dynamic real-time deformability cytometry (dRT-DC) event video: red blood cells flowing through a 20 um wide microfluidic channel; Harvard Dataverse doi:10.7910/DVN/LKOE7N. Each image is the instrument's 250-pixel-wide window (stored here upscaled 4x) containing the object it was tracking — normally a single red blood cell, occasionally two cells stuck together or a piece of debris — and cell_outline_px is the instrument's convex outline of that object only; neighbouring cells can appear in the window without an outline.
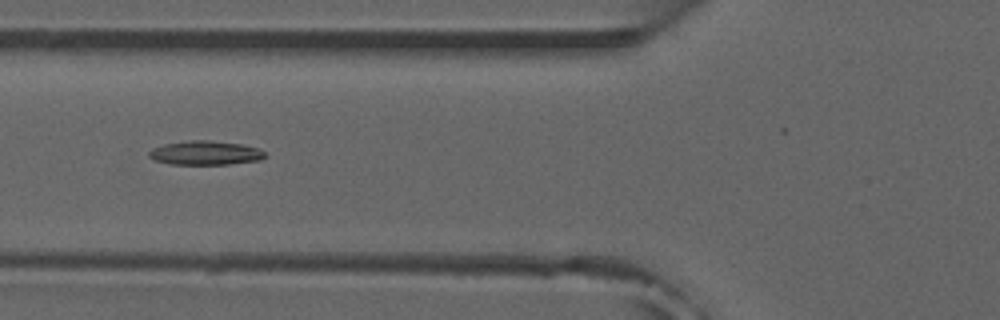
{"species": "common noctule bat (a hibernating species)", "species_latin": "Nyctalus noctula", "temperature_condition": "room temperature", "stored_images_in_passage": 21, "camera_frame_rate_fps": 3000, "um_per_image_px": 0.085, "animal": {"sex": "male", "forearm_length_mm": 52.5}, "frame": {"image": 1, "passage_image": 6, "time_ms": 1.667, "image_size_px": [1000, 320], "cell_outline_px": [[264, 156], [260, 160], [228, 164], [172, 164], [156, 160], [148, 156], [148, 152], [152, 148], [164, 144], [192, 140], [208, 140], [240, 144], [260, 148], [264, 152]], "centroid_in_image_um": [17.45, 12.99], "position_along_channel_um": 108.4, "area_um2": 16.07}}
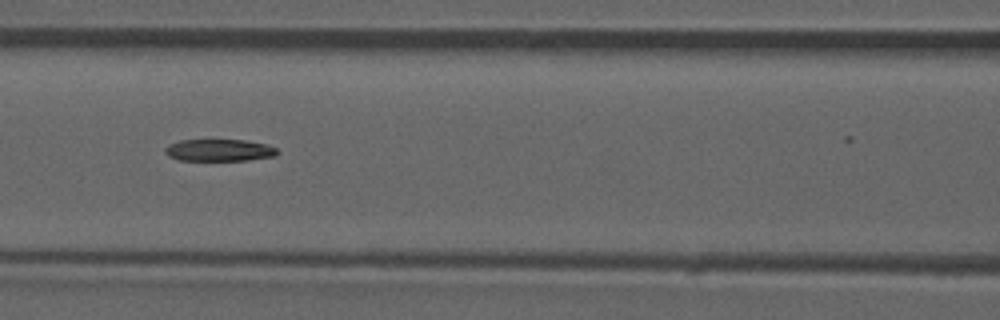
{"frame": {"image": 2, "passage_image": 9, "time_ms": 2.667, "image_size_px": [1000, 320], "cell_outline_px": [[280, 152], [276, 156], [248, 160], [176, 160], [168, 156], [164, 152], [164, 148], [168, 144], [180, 140], [244, 140], [268, 144], [276, 148]], "centroid_in_image_um": [18.63, 12.77], "position_along_channel_um": 148.0, "area_um2": 14.57}}